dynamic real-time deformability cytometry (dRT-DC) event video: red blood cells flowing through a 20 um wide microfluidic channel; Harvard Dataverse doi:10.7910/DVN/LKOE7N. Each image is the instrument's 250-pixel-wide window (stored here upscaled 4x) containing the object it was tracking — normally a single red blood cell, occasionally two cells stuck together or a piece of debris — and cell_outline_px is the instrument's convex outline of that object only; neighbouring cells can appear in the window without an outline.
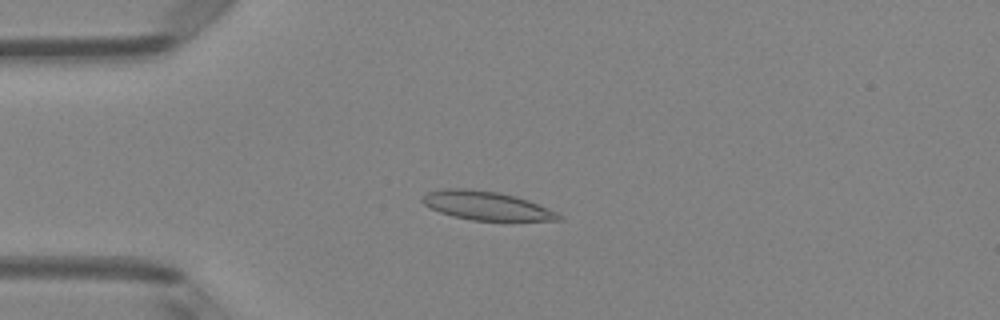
{"species": "Egyptian fruit bat (a non-hibernating species)", "species_latin": "Rousettus aegyptiacus", "temperature_condition": "room temperature", "stored_images_in_passage": 51, "camera_frame_rate_fps": 3000, "um_per_image_px": 0.085, "animal": {"sex": "female"}, "frame": {"image": 1, "passage_image": 13, "time_ms": 4.0, "image_size_px": [1000, 320], "cell_outline_px": [[564, 216], [560, 220], [472, 220], [452, 216], [440, 212], [424, 204], [420, 200], [428, 192], [444, 188], [468, 188], [500, 192], [516, 196], [528, 200], [548, 208]], "centroid_in_image_um": [41.34, 17.47], "position_along_channel_um": 43.7, "area_um2": 22.72}}
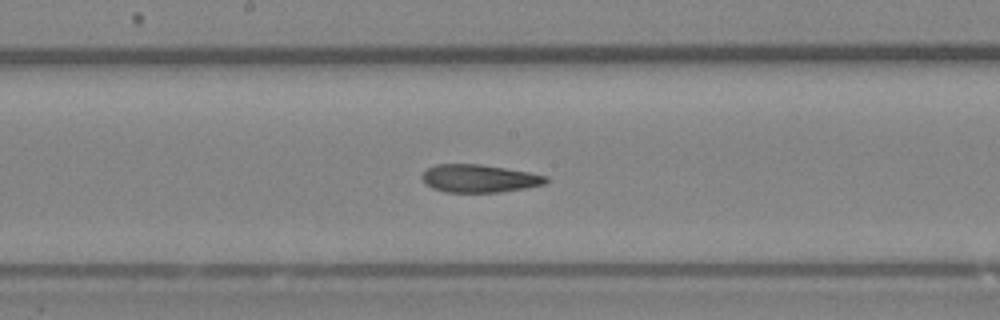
{"frame": {"image": 2, "passage_image": 27, "time_ms": 8.667, "image_size_px": [1000, 320], "cell_outline_px": [[548, 180], [544, 184], [524, 188], [500, 192], [444, 192], [432, 188], [424, 184], [420, 176], [428, 168], [436, 164], [480, 164], [528, 172], [548, 176]], "centroid_in_image_um": [40.69, 15.17], "position_along_channel_um": 207.5, "area_um2": 20.11}}
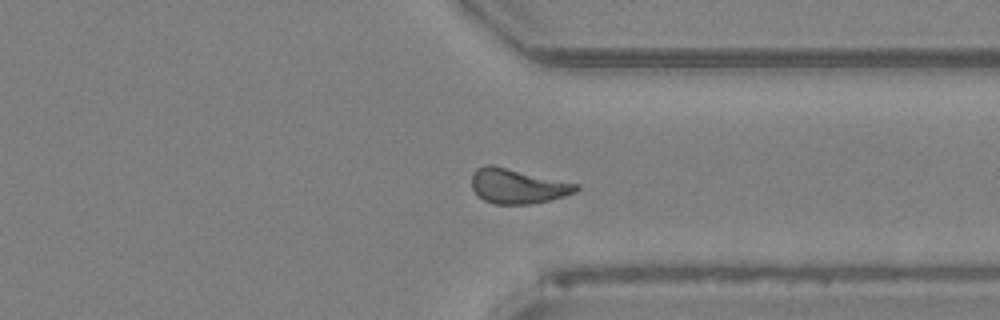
{"frame": {"image": 3, "passage_image": 39, "time_ms": 12.667, "image_size_px": [1000, 320], "cell_outline_px": [[580, 188], [576, 192], [564, 196], [548, 200], [528, 204], [492, 204], [484, 200], [472, 188], [472, 172], [476, 168], [484, 164], [492, 164], [580, 184]], "centroid_in_image_um": [43.99, 15.8], "position_along_channel_um": 367.4, "area_um2": 21.33}, "authors_computed_cell_mechanics": {"area_um2": 20.808, "velocity_mm_per_s": 3.9885, "shape_relaxation_time_tau1_ms": 9.6399, "shape_relaxation_time_tau2_ms": 1.8769, "deformation_change_tau1": 0.2157, "deformation_change_tau2": 0.0919}}